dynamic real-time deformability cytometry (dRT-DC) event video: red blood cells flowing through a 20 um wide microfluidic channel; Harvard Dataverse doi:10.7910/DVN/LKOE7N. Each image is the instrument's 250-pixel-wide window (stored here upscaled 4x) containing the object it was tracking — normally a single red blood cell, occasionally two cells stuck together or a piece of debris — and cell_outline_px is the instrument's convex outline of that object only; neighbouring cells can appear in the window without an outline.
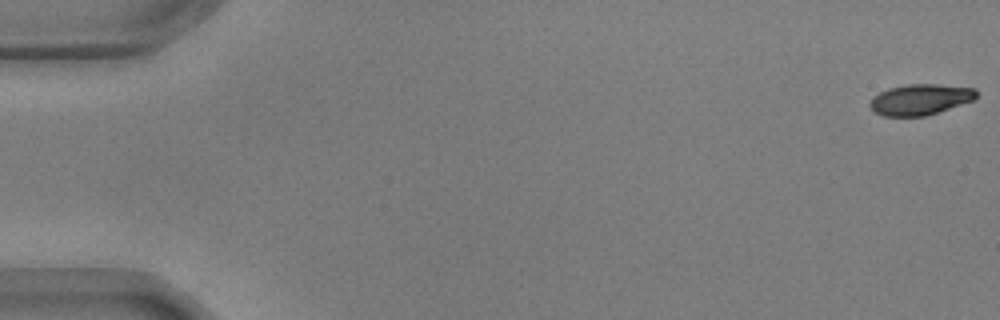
{"species": "common noctule bat (a hibernating species)", "species_latin": "Nyctalus noctula", "temperature_condition": "warm", "stored_images_in_passage": 56, "camera_frame_rate_fps": 3000, "um_per_image_px": 0.085, "animal": {"sex": "male", "body_mass_g": 17.9, "forearm_length_mm": 54.2}, "frame": {"image": 1, "passage_image": 1, "time_ms": 0.0, "image_size_px": [1000, 320], "cell_outline_px": [[976, 96], [972, 100], [924, 116], [884, 116], [876, 112], [868, 104], [872, 96], [888, 88], [904, 84], [936, 84], [976, 88]], "centroid_in_image_um": [78.16, 8.44], "position_along_channel_um": 6.8, "area_um2": 18.9}}
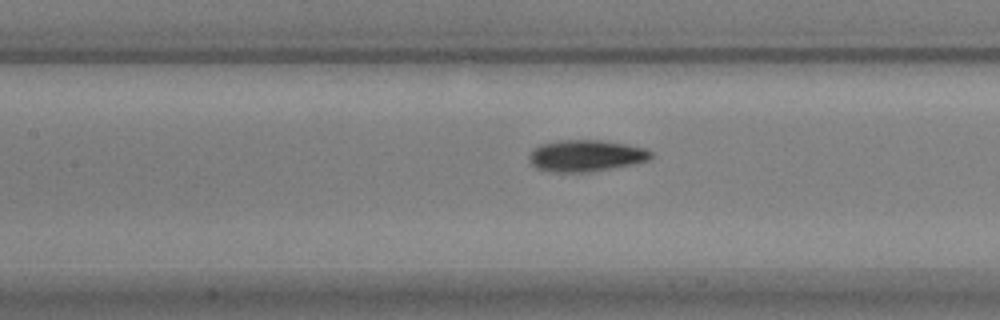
{"frame": {"image": 2, "passage_image": 26, "time_ms": 8.333, "image_size_px": [1000, 320], "cell_outline_px": [[652, 156], [648, 160], [632, 164], [592, 172], [548, 172], [536, 168], [528, 160], [528, 156], [540, 144], [560, 140], [600, 140], [624, 144], [644, 148], [652, 152]], "centroid_in_image_um": [49.77, 13.25], "position_along_channel_um": 157.6, "area_um2": 22.37}}
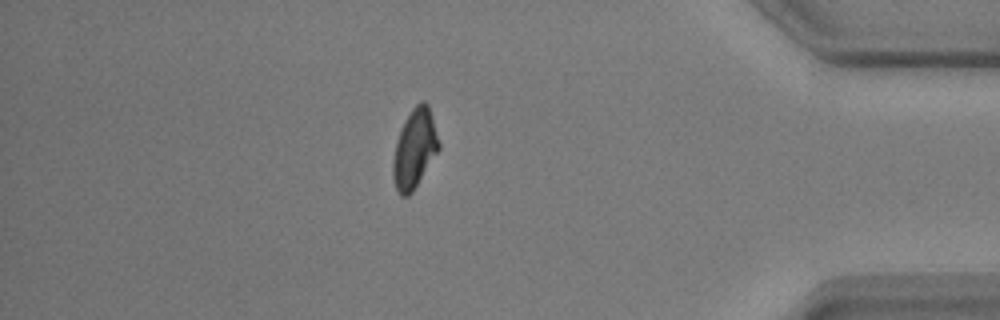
{"frame": {"image": 3, "passage_image": 49, "time_ms": 16.0, "image_size_px": [1000, 320], "cell_outline_px": [[440, 148], [412, 192], [408, 196], [400, 196], [396, 188], [392, 176], [392, 160], [396, 140], [400, 128], [404, 120], [412, 108], [420, 100], [424, 100], [428, 104], [440, 144]], "centroid_in_image_um": [35.21, 12.62], "position_along_channel_um": 400.0, "area_um2": 21.15}, "authors_computed_cell_mechanics": {"area_um2": 21.0392, "velocity_mm_per_s": 3.6191, "shape_relaxation_time_tau1_ms": 2.6728, "shape_relaxation_time_tau2_ms": 4.2259, "deformation_change_tau1": 0.1312, "deformation_change_tau2": 0.0616}}